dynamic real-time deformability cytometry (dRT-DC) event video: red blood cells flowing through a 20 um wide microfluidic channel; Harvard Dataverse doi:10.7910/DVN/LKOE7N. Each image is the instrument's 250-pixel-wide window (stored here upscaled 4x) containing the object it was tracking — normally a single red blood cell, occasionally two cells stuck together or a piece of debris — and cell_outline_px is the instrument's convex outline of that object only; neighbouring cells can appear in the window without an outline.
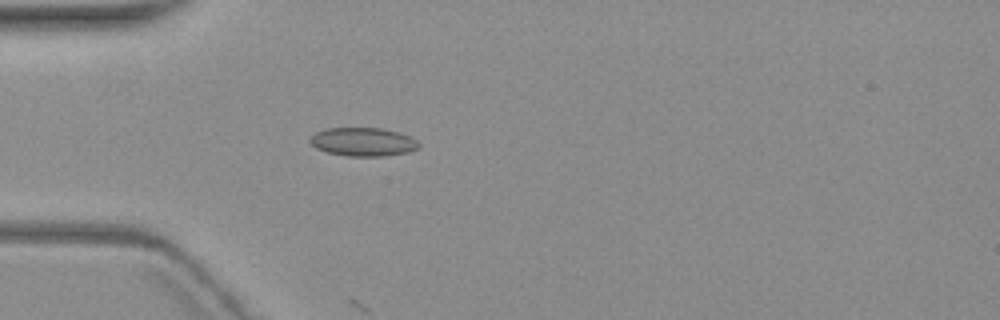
{"species": "common noctule bat (a hibernating species)", "species_latin": "Nyctalus noctula", "temperature_condition": "warm", "stored_images_in_passage": 2, "camera_frame_rate_fps": 3000, "um_per_image_px": 0.085, "animal": {"sex": "female", "body_mass_g": 19.3, "forearm_length_mm": 54.1}, "frame": {"image": 1, "passage_image": 1, "time_ms": 0.0, "image_size_px": [1000, 320], "cell_outline_px": [[420, 144], [416, 148], [408, 152], [384, 156], [348, 156], [328, 152], [316, 148], [308, 140], [316, 132], [328, 128], [380, 128], [400, 132], [416, 140]], "centroid_in_image_um": [30.85, 12.05], "position_along_channel_um": 54.1, "area_um2": 17.92}}